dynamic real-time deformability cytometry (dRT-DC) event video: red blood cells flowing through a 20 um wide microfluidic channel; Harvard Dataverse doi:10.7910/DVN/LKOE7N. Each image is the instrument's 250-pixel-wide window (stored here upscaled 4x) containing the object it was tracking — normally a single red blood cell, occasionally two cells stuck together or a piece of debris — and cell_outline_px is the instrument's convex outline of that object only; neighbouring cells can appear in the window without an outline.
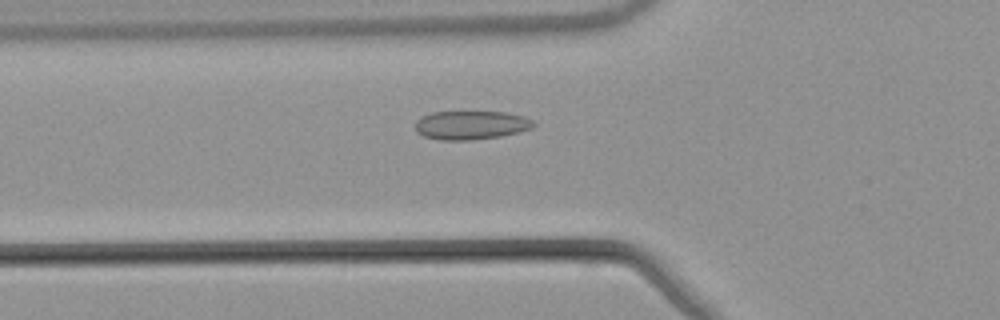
{"species": "common noctule bat (a hibernating species)", "species_latin": "Nyctalus noctula", "temperature_condition": "warm", "stored_images_in_passage": 36, "camera_frame_rate_fps": 3000, "um_per_image_px": 0.085, "animal": {"sex": "male", "body_mass_g": 21.5, "forearm_length_mm": 52.0}, "frame": {"image": 1, "passage_image": 2, "time_ms": 0.333, "image_size_px": [1000, 320], "cell_outline_px": [[536, 124], [532, 128], [520, 132], [500, 136], [472, 140], [440, 140], [424, 136], [416, 132], [412, 124], [420, 116], [432, 112], [504, 112], [524, 116], [532, 120]], "centroid_in_image_um": [39.99, 10.63], "position_along_channel_um": 85.8, "area_um2": 20.06}}
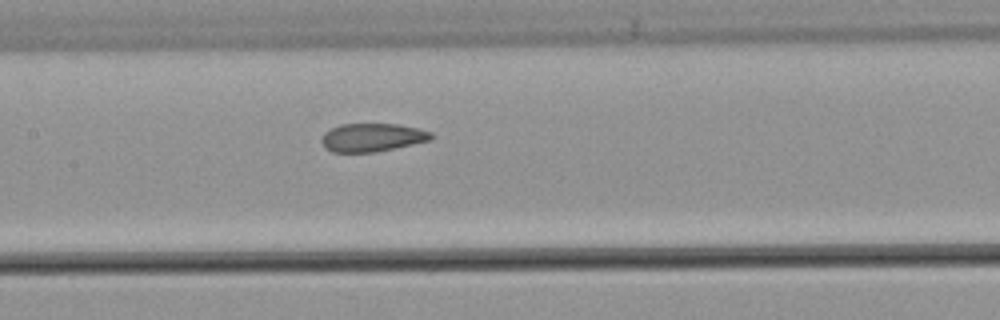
{"frame": {"image": 2, "passage_image": 9, "time_ms": 2.667, "image_size_px": [1000, 320], "cell_outline_px": [[432, 140], [372, 152], [332, 152], [324, 148], [320, 140], [324, 132], [340, 124], [400, 124], [432, 132]], "centroid_in_image_um": [31.6, 11.68], "position_along_channel_um": 175.8, "area_um2": 17.98}}
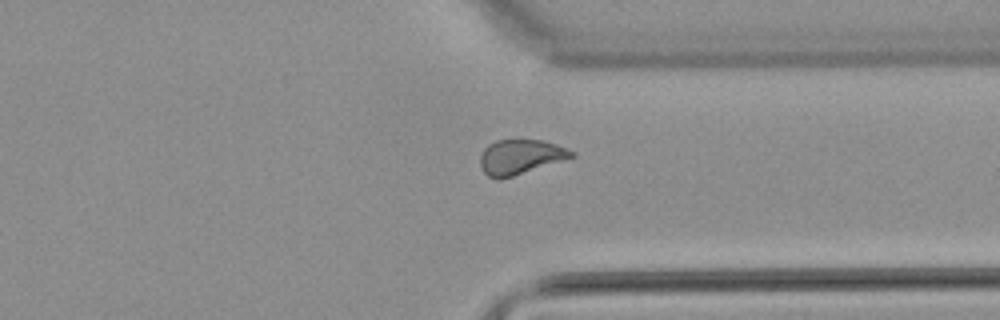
{"frame": {"image": 3, "passage_image": 24, "time_ms": 7.667, "image_size_px": [1000, 320], "cell_outline_px": [[576, 156], [564, 160], [512, 176], [488, 176], [480, 168], [480, 156], [484, 148], [488, 144], [496, 140], [544, 140], [556, 144], [576, 152]], "centroid_in_image_um": [44.26, 13.3], "position_along_channel_um": 367.1, "area_um2": 18.21}, "authors_computed_cell_mechanics": {"area_um2": 18.8139, "velocity_mm_per_s": 3.8336, "shape_relaxation_time_tau1_ms": null, "shape_relaxation_time_tau2_ms": 1.3999, "deformation_change_tau1": null, "deformation_change_tau2": 0.0486}}